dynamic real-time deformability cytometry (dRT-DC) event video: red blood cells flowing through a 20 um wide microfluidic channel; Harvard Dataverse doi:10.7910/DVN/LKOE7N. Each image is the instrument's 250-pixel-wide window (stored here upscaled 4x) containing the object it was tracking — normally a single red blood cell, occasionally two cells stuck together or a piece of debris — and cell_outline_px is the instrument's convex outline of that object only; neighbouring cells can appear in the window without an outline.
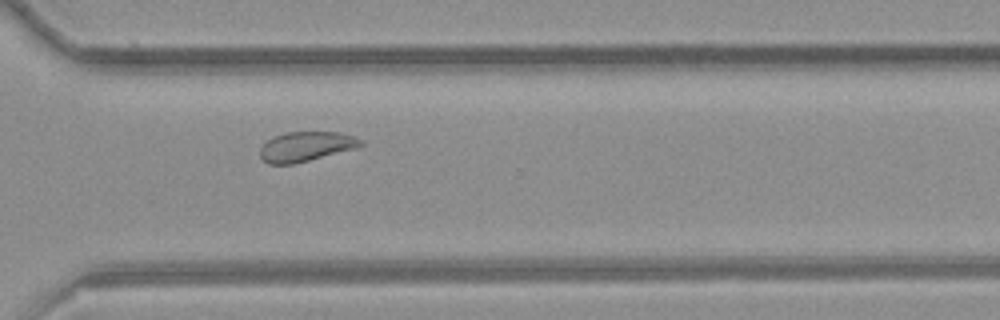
{"species": "common noctule bat (a hibernating species)", "species_latin": "Nyctalus noctula", "temperature_condition": "room temperature", "stored_images_in_passage": 11, "camera_frame_rate_fps": 3000, "um_per_image_px": 0.085, "animal": {"sex": "female", "body_mass_g": 21.9}, "frame": {"image": 1, "passage_image": 11, "time_ms": 3.333, "image_size_px": [1000, 320], "cell_outline_px": [[364, 144], [356, 148], [292, 164], [268, 164], [260, 156], [260, 148], [272, 136], [284, 132], [340, 132], [364, 140]], "centroid_in_image_um": [26.0, 12.44], "position_along_channel_um": 344.6, "area_um2": 17.34}}